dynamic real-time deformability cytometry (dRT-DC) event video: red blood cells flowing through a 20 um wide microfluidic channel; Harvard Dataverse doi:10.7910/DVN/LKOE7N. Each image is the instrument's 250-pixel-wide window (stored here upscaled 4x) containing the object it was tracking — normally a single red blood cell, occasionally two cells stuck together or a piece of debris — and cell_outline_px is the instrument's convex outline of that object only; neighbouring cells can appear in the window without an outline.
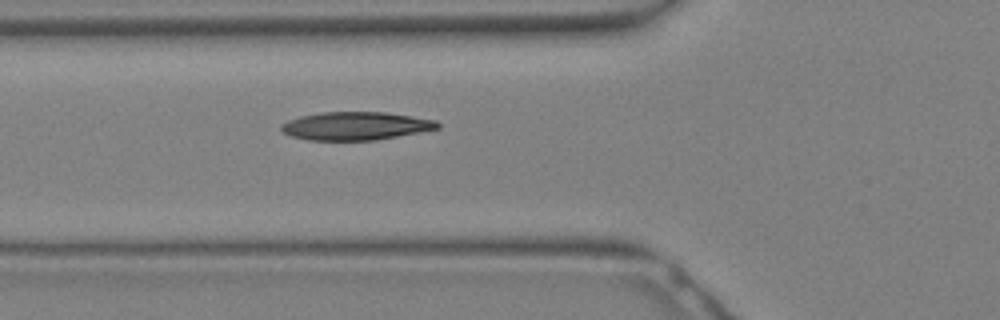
{"species": "Egyptian fruit bat (a non-hibernating species)", "species_latin": "Rousettus aegyptiacus", "temperature_condition": "warm", "stored_images_in_passage": 6, "camera_frame_rate_fps": 3000, "um_per_image_px": 0.085, "animal": {"sex": "female"}, "frame": {"image": 1, "passage_image": 4, "time_ms": 1.0, "image_size_px": [1000, 320], "cell_outline_px": [[440, 128], [420, 132], [376, 140], [308, 140], [292, 136], [280, 132], [280, 124], [288, 120], [300, 116], [320, 112], [384, 112], [412, 116], [436, 120], [440, 124]], "centroid_in_image_um": [30.2, 10.7], "position_along_channel_um": 95.6, "area_um2": 25.78}}
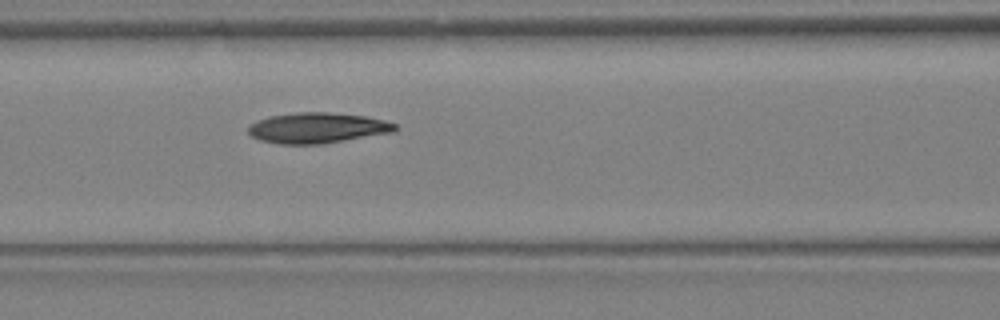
{"frame": {"image": 2, "passage_image": 6, "time_ms": 1.667, "image_size_px": [1000, 320], "cell_outline_px": [[396, 132], [324, 144], [280, 144], [260, 140], [252, 136], [248, 132], [248, 128], [256, 120], [272, 116], [296, 112], [328, 112], [364, 116], [384, 120], [396, 124]], "centroid_in_image_um": [27.0, 10.88], "position_along_channel_um": 139.6, "area_um2": 26.18}}